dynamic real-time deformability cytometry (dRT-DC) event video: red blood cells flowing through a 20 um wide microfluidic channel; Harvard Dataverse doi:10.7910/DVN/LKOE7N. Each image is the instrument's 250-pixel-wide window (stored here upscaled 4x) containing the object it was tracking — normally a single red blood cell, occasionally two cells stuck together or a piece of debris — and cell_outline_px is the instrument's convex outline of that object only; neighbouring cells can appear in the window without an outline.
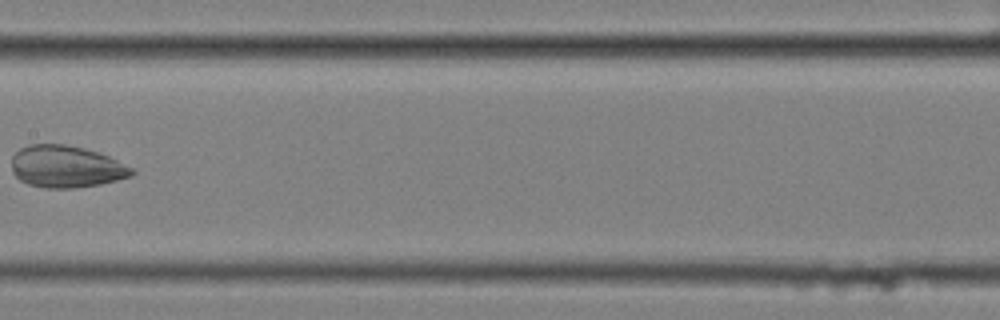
{"species": "common noctule bat (a hibernating species)", "species_latin": "Nyctalus noctula", "temperature_condition": "cold", "stored_images_in_passage": 7, "camera_frame_rate_fps": 3000, "um_per_image_px": 0.085, "animal": {"sex": "female", "body_mass_g": 25.1}, "frame": {"image": 1, "passage_image": 7, "time_ms": 2.0, "image_size_px": [1000, 320], "cell_outline_px": [[136, 172], [132, 176], [100, 184], [76, 188], [44, 188], [28, 184], [20, 180], [12, 172], [12, 156], [20, 148], [28, 144], [64, 144], [84, 148], [108, 156], [136, 168]], "centroid_in_image_um": [5.64, 14.16], "position_along_channel_um": 201.8, "area_um2": 29.65}}